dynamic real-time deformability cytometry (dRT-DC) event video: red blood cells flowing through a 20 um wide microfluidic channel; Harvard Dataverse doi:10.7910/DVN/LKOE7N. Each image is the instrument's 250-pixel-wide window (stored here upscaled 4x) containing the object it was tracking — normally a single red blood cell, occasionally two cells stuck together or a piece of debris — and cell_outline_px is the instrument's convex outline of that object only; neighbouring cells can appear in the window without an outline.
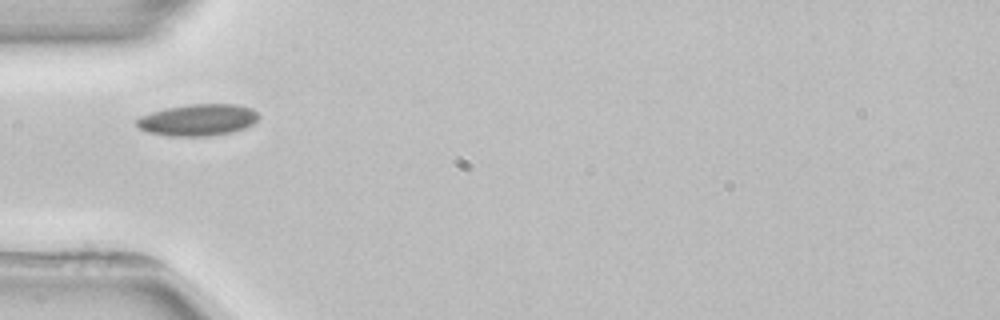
{"species": "common noctule bat (a hibernating species)", "species_latin": "Nyctalus noctula", "temperature_condition": "room temperature", "stored_images_in_passage": 3, "camera_frame_rate_fps": 3000, "um_per_image_px": 0.085, "animal": {"sex": "female", "body_mass_g": 22.7, "forearm_length_mm": 54.2}, "frame": {"image": 1, "passage_image": 2, "time_ms": 1.667, "image_size_px": [1000, 320], "cell_outline_px": [[260, 116], [252, 124], [244, 128], [232, 132], [208, 136], [168, 136], [148, 132], [140, 128], [136, 124], [136, 120], [140, 116], [164, 108], [188, 104], [236, 104], [252, 108]], "centroid_in_image_um": [16.82, 10.19], "position_along_channel_um": 68.2, "area_um2": 22.54}}